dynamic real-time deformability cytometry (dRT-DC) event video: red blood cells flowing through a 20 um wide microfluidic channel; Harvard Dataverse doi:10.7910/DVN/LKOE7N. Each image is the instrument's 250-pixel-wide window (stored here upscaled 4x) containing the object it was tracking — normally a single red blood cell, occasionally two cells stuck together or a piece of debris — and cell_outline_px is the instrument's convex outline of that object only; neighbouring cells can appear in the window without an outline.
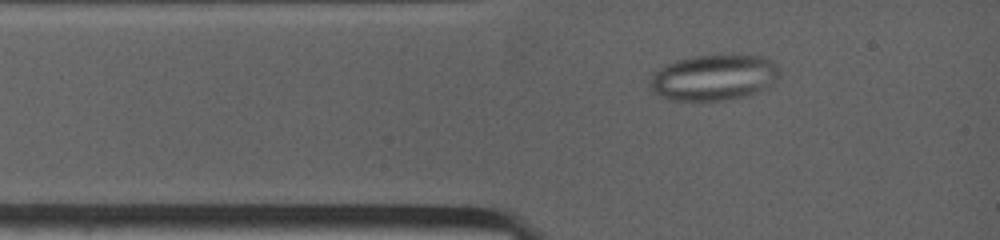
{"species": "common noctule bat (a hibernating species)", "species_latin": "Nyctalus noctula", "temperature_condition": "warm", "stored_images_in_passage": 25, "camera_frame_rate_fps": 4500, "um_per_image_px": 0.085, "animal": {"sex": "female", "body_mass_g": 19.0, "forearm_length_mm": 53.3}, "frame": {"image": 1, "passage_image": 3, "time_ms": 0.889, "image_size_px": [1000, 240], "cell_outline_px": [[780, 72], [776, 76], [760, 88], [748, 96], [732, 100], [668, 100], [656, 96], [652, 92], [652, 72], [660, 64], [692, 56], [732, 52], [768, 56], [780, 68]], "centroid_in_image_um": [60.62, 6.52], "position_along_channel_um": 24.4, "area_um2": 35.55}}
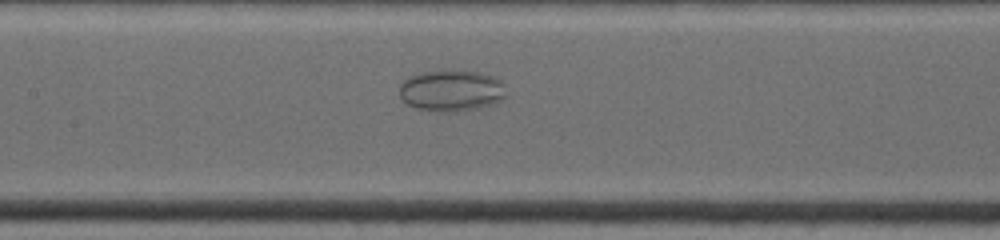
{"frame": {"image": 2, "passage_image": 13, "time_ms": 4.889, "image_size_px": [1000, 240], "cell_outline_px": [[504, 96], [496, 104], [476, 108], [452, 112], [440, 112], [416, 108], [400, 100], [400, 84], [404, 80], [420, 72], [444, 68], [480, 72], [492, 76], [500, 80]], "centroid_in_image_um": [38.31, 7.68], "position_along_channel_um": 169.1, "area_um2": 26.01}}
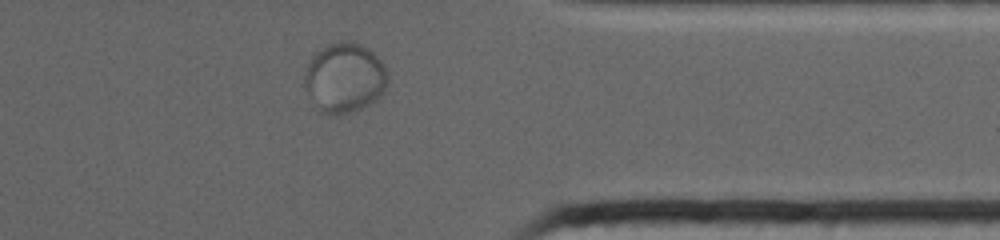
{"frame": {"image": 3, "passage_image": 21, "time_ms": 10.667, "image_size_px": [1000, 240], "cell_outline_px": [[388, 84], [384, 92], [376, 100], [352, 112], [336, 116], [320, 112], [304, 84], [304, 76], [308, 64], [312, 56], [320, 48], [328, 44], [344, 40], [348, 40], [360, 44], [368, 48], [384, 64], [388, 76]], "centroid_in_image_um": [29.31, 6.6], "position_along_channel_um": 382.1, "area_um2": 33.93}}